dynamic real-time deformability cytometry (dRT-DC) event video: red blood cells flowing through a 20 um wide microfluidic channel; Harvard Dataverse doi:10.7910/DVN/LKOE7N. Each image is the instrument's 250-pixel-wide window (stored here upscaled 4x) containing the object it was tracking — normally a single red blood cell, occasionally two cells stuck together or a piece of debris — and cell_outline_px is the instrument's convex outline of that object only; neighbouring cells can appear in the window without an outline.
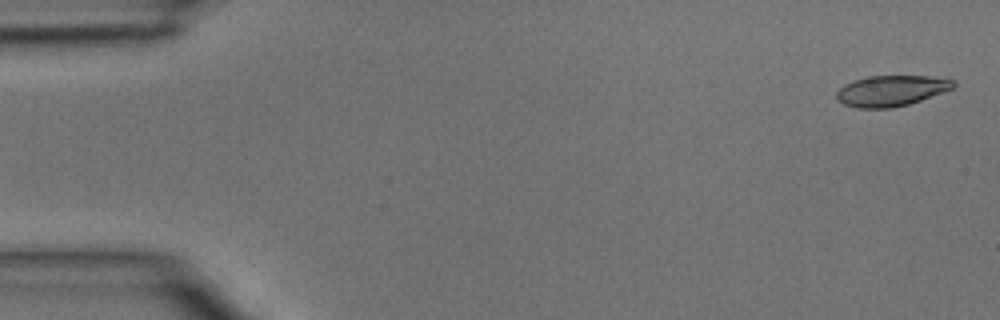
{"species": "common noctule bat (a hibernating species)", "species_latin": "Nyctalus noctula", "temperature_condition": "room temperature", "stored_images_in_passage": 4, "camera_frame_rate_fps": 3000, "um_per_image_px": 0.085, "animal": {"sex": "male", "body_mass_g": 15.6}, "frame": {"image": 1, "passage_image": 1, "time_ms": 0.0, "image_size_px": [1000, 320], "cell_outline_px": [[956, 84], [952, 88], [920, 100], [908, 104], [892, 108], [856, 108], [844, 104], [836, 96], [836, 92], [844, 84], [868, 76], [948, 76]], "centroid_in_image_um": [75.78, 7.7], "position_along_channel_um": 9.2, "area_um2": 20.87}}
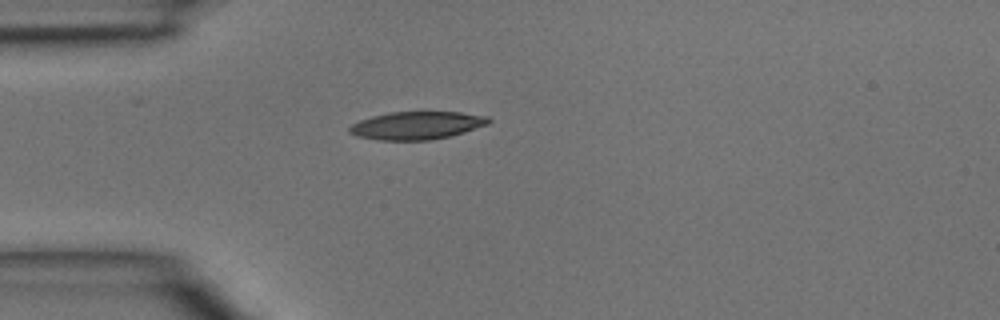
{"frame": {"image": 2, "passage_image": 4, "time_ms": 1.0, "image_size_px": [1000, 320], "cell_outline_px": [[492, 120], [488, 124], [452, 136], [428, 140], [376, 140], [356, 136], [348, 132], [348, 128], [352, 124], [360, 120], [372, 116], [388, 112], [460, 112], [488, 116]], "centroid_in_image_um": [35.42, 10.66], "position_along_channel_um": 49.6, "area_um2": 22.72}}